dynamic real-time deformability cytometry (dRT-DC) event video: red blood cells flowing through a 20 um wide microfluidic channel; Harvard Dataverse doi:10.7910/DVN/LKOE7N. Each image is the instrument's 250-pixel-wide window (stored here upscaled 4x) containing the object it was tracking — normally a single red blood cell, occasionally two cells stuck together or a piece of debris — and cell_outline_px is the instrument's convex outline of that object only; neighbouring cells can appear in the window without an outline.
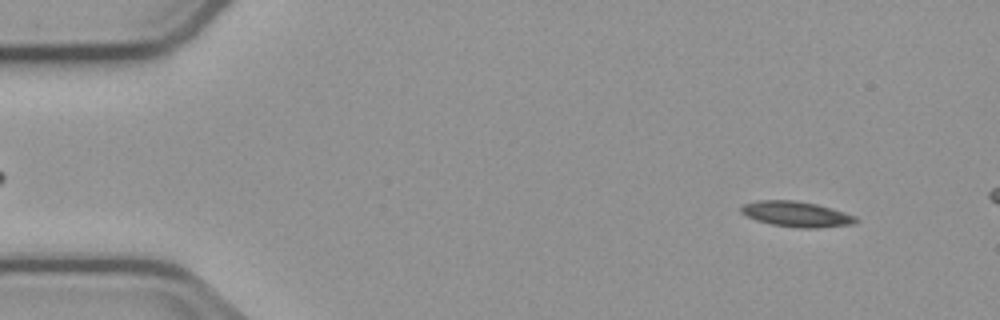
{"species": "common noctule bat (a hibernating species)", "species_latin": "Nyctalus noctula", "temperature_condition": "cold", "stored_images_in_passage": 4, "camera_frame_rate_fps": 3000, "um_per_image_px": 0.085, "animal": {"sex": "male", "body_mass_g": 23.1, "forearm_length_mm": 52.7}, "frame": {"image": 1, "passage_image": 1, "time_ms": 0.0, "image_size_px": [1000, 320], "cell_outline_px": [[860, 220], [856, 224], [816, 228], [800, 228], [772, 224], [756, 220], [740, 212], [740, 204], [756, 200], [796, 200], [816, 204], [832, 208], [856, 216]], "centroid_in_image_um": [67.7, 18.19], "position_along_channel_um": 17.3, "area_um2": 17.22}}